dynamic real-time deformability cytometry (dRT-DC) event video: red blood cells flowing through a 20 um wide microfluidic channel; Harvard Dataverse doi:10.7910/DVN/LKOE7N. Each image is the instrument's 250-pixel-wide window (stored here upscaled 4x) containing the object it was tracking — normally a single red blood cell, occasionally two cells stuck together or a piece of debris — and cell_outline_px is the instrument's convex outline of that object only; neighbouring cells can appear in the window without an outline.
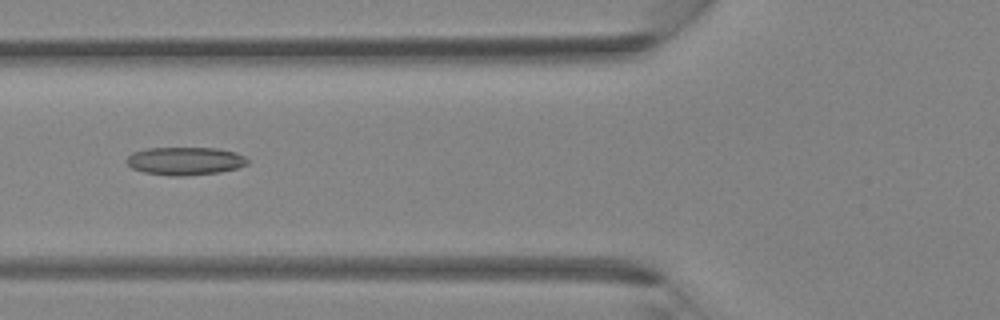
{"species": "Egyptian fruit bat (a non-hibernating species)", "species_latin": "Rousettus aegyptiacus", "temperature_condition": "room temperature", "stored_images_in_passage": 39, "camera_frame_rate_fps": 3000, "um_per_image_px": 0.085, "animal": {"sex": "female"}, "frame": {"image": 1, "passage_image": 15, "time_ms": 4.667, "image_size_px": [1000, 320], "cell_outline_px": [[248, 164], [236, 168], [220, 172], [184, 176], [172, 176], [144, 172], [132, 168], [124, 160], [132, 152], [144, 148], [216, 148], [236, 152], [244, 156], [248, 160]], "centroid_in_image_um": [15.71, 13.68], "position_along_channel_um": 110.1, "area_um2": 19.83}}
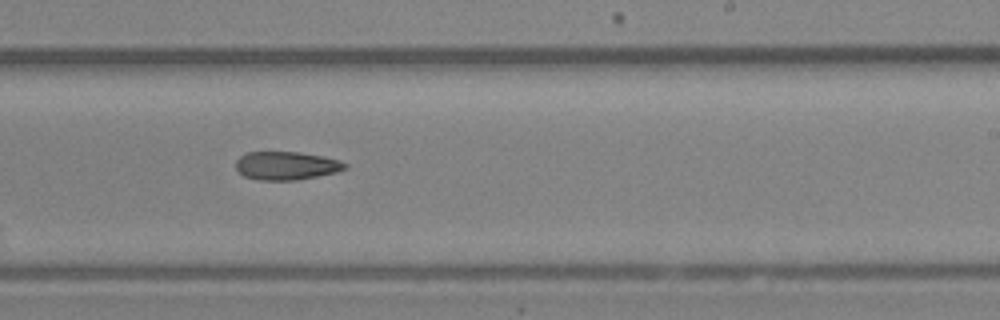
{"frame": {"image": 2, "passage_image": 24, "time_ms": 7.667, "image_size_px": [1000, 320], "cell_outline_px": [[348, 168], [336, 172], [296, 180], [260, 180], [244, 176], [236, 168], [236, 160], [240, 156], [248, 152], [300, 152], [324, 156], [340, 160], [348, 164]], "centroid_in_image_um": [24.36, 14.07], "position_along_channel_um": 264.6, "area_um2": 18.03}}
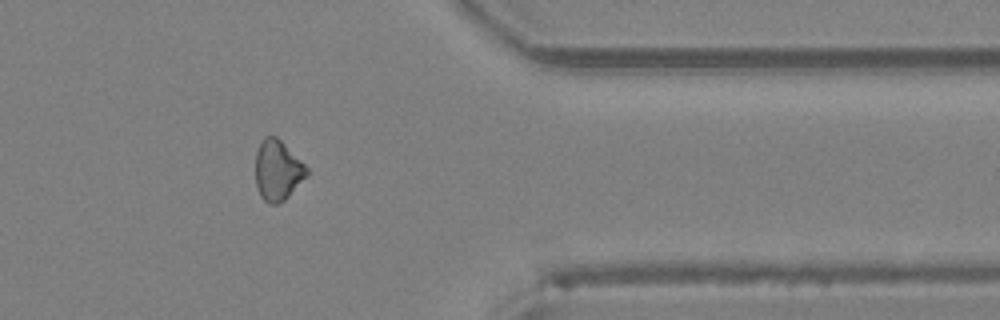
{"frame": {"image": 3, "passage_image": 32, "time_ms": 10.333, "image_size_px": [1000, 320], "cell_outline_px": [[308, 176], [284, 200], [276, 204], [268, 204], [260, 196], [256, 184], [256, 152], [264, 136], [276, 136], [308, 168]], "centroid_in_image_um": [23.6, 14.5], "position_along_channel_um": 387.8, "area_um2": 17.86}}